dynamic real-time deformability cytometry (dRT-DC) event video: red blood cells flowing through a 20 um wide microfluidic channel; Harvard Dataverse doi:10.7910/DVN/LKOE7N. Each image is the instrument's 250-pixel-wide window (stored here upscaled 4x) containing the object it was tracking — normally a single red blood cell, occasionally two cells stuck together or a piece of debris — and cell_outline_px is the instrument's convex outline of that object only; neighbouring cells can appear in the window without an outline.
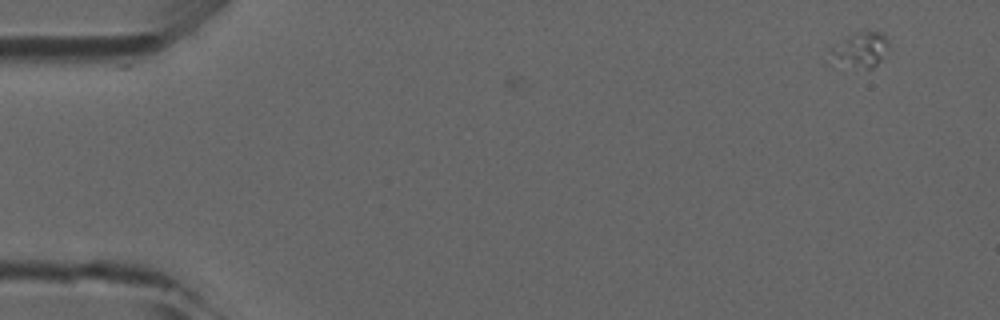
{"species": "common noctule bat (a hibernating species)", "species_latin": "Nyctalus noctula", "temperature_condition": "room temperature", "stored_images_in_passage": 2, "camera_frame_rate_fps": 3000, "um_per_image_px": 0.085, "animal": {"sex": "male", "forearm_length_mm": 52.5}, "frame": {"image": 1, "passage_image": 2, "time_ms": 0.333, "image_size_px": [1000, 320], "cell_outline_px": [[888, 48], [880, 60], [872, 68], [868, 68], [824, 64], [828, 48], [848, 36], [856, 32], [884, 32], [888, 40]], "centroid_in_image_um": [72.96, 4.27], "position_along_channel_um": 12.0, "area_um2": 12.6}}